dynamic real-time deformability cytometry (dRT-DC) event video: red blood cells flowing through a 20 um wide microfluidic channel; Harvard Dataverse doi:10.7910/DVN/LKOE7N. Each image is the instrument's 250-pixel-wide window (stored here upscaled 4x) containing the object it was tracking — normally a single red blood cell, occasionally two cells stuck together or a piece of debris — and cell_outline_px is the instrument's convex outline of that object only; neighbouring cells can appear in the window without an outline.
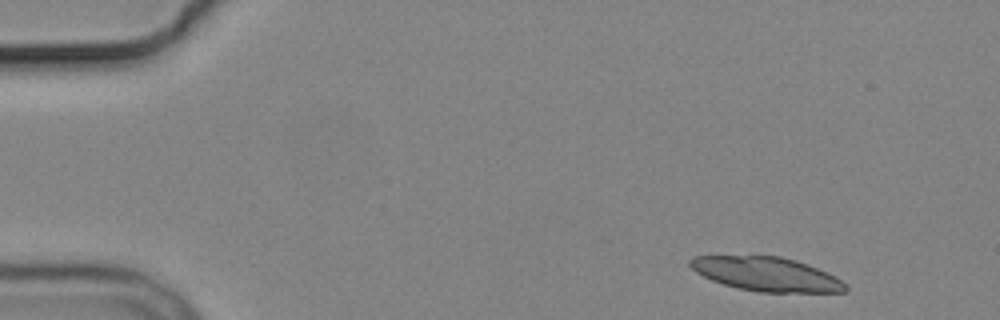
{"species": "common noctule bat (a hibernating species)", "species_latin": "Nyctalus noctula", "temperature_condition": "cold", "stored_images_in_passage": 4, "camera_frame_rate_fps": 3000, "um_per_image_px": 0.085, "animal": {"sex": "male", "body_mass_g": 19.2, "forearm_length_mm": 51.8}, "frame": {"image": 1, "passage_image": 1, "time_ms": 0.0, "image_size_px": [1000, 320], "cell_outline_px": [[848, 288], [844, 292], [760, 292], [740, 288], [724, 284], [712, 280], [696, 272], [688, 264], [688, 260], [692, 256], [780, 256], [796, 260], [808, 264], [840, 280]], "centroid_in_image_um": [65.1, 23.29], "position_along_channel_um": 19.9, "area_um2": 30.35}}